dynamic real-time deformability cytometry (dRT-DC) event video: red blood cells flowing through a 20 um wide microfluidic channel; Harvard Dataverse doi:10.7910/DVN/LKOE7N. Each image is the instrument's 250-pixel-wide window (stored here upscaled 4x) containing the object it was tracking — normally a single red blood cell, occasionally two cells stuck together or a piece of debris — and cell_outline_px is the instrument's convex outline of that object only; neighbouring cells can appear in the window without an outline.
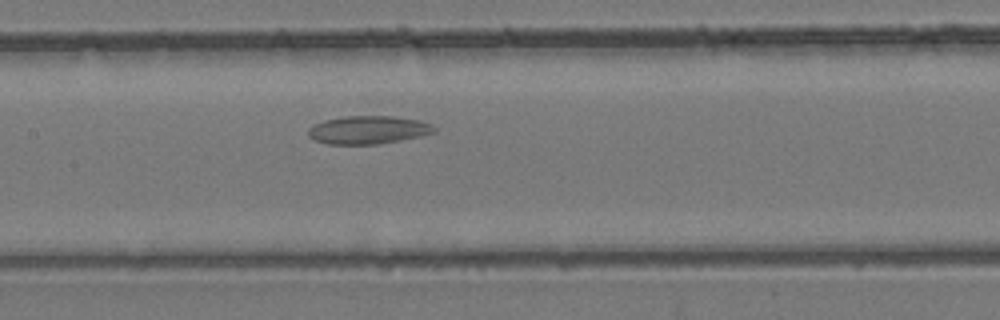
{"species": "common noctule bat (a hibernating species)", "species_latin": "Nyctalus noctula", "temperature_condition": "room temperature", "stored_images_in_passage": 32, "camera_frame_rate_fps": 3000, "um_per_image_px": 0.085, "animal": {"sex": "female", "body_mass_g": 24.6, "forearm_length_mm": 56.2}, "frame": {"image": 1, "passage_image": 9, "time_ms": 2.667, "image_size_px": [1000, 320], "cell_outline_px": [[436, 132], [420, 136], [380, 144], [328, 144], [316, 140], [308, 136], [308, 128], [312, 124], [324, 120], [348, 116], [392, 116], [420, 120], [432, 124], [436, 128]], "centroid_in_image_um": [31.3, 11.04], "position_along_channel_um": 176.1, "area_um2": 20.69}}
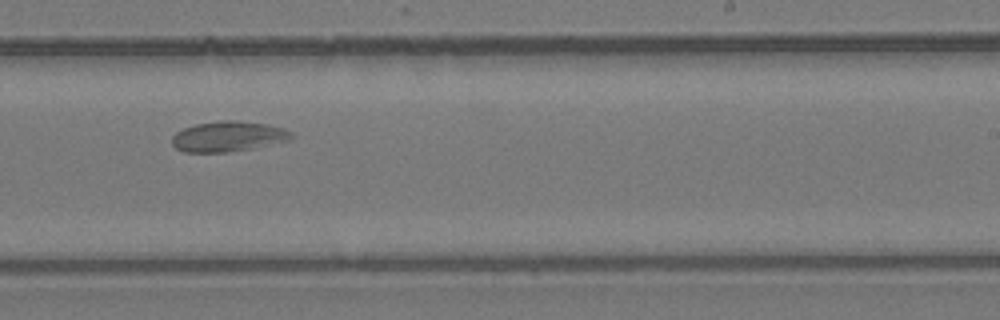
{"frame": {"image": 2, "passage_image": 15, "time_ms": 4.667, "image_size_px": [1000, 320], "cell_outline_px": [[296, 136], [288, 140], [252, 148], [228, 152], [184, 152], [176, 148], [172, 144], [172, 136], [176, 132], [184, 128], [196, 124], [224, 120], [236, 120], [268, 124], [284, 128], [292, 132]], "centroid_in_image_um": [19.4, 11.59], "position_along_channel_um": 269.6, "area_um2": 21.1}}
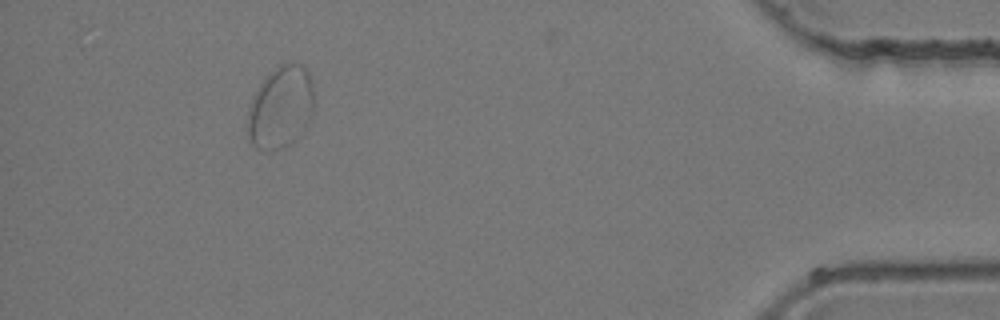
{"frame": {"image": 3, "passage_image": 28, "time_ms": 9.0, "image_size_px": [1000, 320], "cell_outline_px": [[312, 112], [308, 124], [304, 132], [292, 144], [284, 148], [268, 152], [256, 148], [252, 144], [248, 132], [248, 116], [256, 92], [260, 84], [276, 68], [284, 64], [300, 64], [308, 72], [312, 84]], "centroid_in_image_um": [23.88, 9.21], "position_along_channel_um": 411.3, "area_um2": 31.33}}